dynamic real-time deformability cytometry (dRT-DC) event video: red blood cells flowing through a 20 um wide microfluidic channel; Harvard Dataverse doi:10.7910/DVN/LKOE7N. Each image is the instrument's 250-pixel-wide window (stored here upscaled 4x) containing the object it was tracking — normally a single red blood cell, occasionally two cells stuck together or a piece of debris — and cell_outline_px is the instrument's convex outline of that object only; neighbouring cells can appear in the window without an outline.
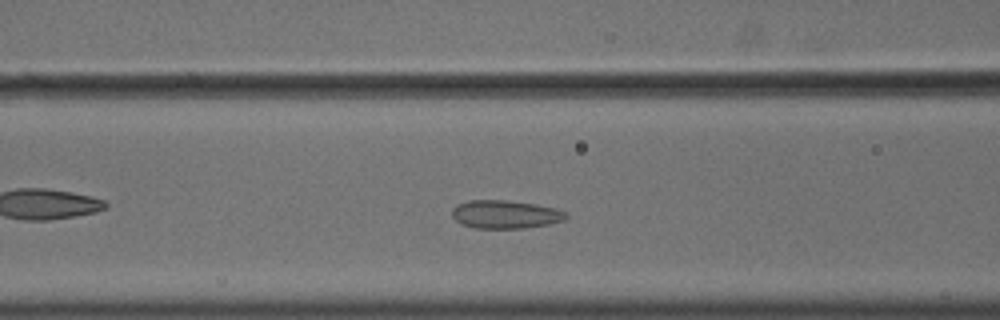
{"species": "common noctule bat (a hibernating species)", "species_latin": "Nyctalus noctula", "temperature_condition": "cold", "stored_images_in_passage": 46, "camera_frame_rate_fps": 3000, "um_per_image_px": 0.085, "animal": {"sex": "male", "body_mass_g": 18.8}, "frame": {"image": 1, "passage_image": 14, "time_ms": 4.333, "image_size_px": [1000, 320], "cell_outline_px": [[568, 216], [564, 220], [548, 224], [524, 228], [476, 228], [464, 224], [456, 220], [452, 216], [452, 208], [456, 204], [468, 200], [508, 200], [536, 204], [556, 208], [568, 212]], "centroid_in_image_um": [42.97, 18.2], "position_along_channel_um": 123.6, "area_um2": 18.84}}
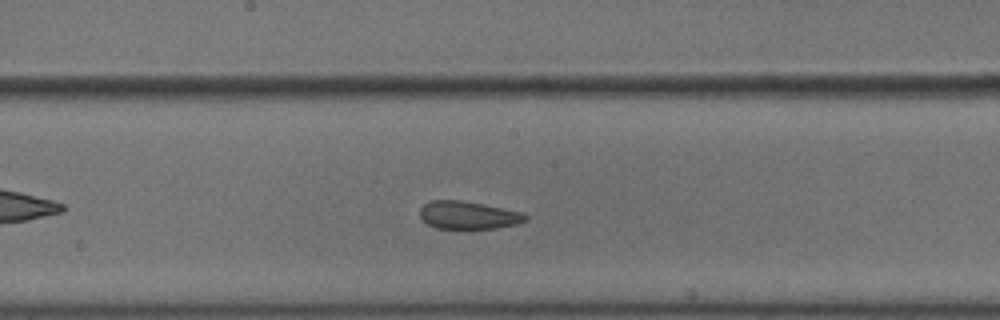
{"frame": {"image": 2, "passage_image": 21, "time_ms": 6.667, "image_size_px": [1000, 320], "cell_outline_px": [[528, 220], [516, 224], [496, 228], [436, 228], [428, 224], [420, 216], [420, 208], [424, 204], [432, 200], [460, 200], [484, 204], [524, 212], [528, 216]], "centroid_in_image_um": [39.84, 18.28], "position_along_channel_um": 208.4, "area_um2": 17.11}}
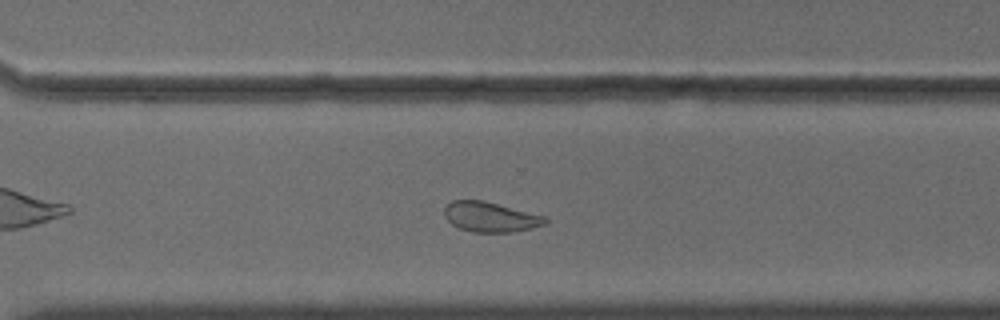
{"frame": {"image": 3, "passage_image": 31, "time_ms": 10.0, "image_size_px": [1000, 320], "cell_outline_px": [[548, 220], [544, 224], [532, 228], [512, 232], [472, 232], [460, 228], [452, 224], [444, 216], [444, 208], [452, 200], [484, 200], [548, 216]], "centroid_in_image_um": [41.71, 18.43], "position_along_channel_um": 328.9, "area_um2": 17.8}, "authors_computed_cell_mechanics": {"area_um2": 19.3341, "velocity_mm_per_s": 3.6258, "shape_relaxation_time_tau1_ms": null, "shape_relaxation_time_tau2_ms": 1.3365, "deformation_change_tau1": null, "deformation_change_tau2": 0.0488}}